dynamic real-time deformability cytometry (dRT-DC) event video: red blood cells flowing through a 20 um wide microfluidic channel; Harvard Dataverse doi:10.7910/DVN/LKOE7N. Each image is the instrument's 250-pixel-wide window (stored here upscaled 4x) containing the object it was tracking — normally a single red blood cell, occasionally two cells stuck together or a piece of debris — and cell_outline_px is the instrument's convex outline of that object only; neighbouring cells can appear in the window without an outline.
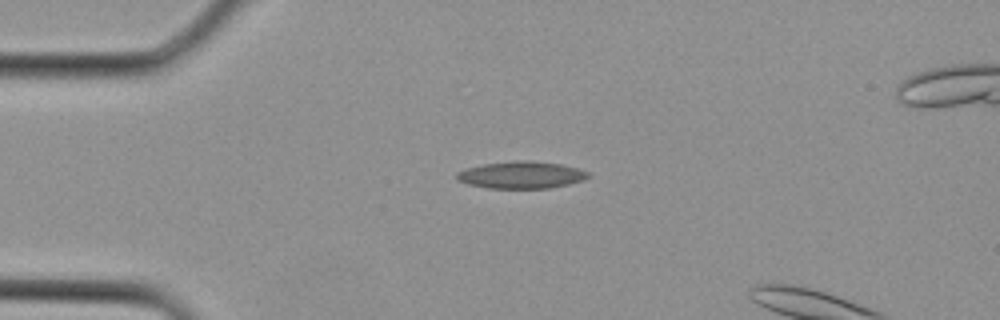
{"species": "Egyptian fruit bat (a non-hibernating species)", "species_latin": "Rousettus aegyptiacus", "temperature_condition": "cold", "stored_images_in_passage": 2, "camera_frame_rate_fps": 3000, "um_per_image_px": 0.085, "animal": {"sex": "female"}, "frame": {"image": 1, "passage_image": 2, "time_ms": 0.333, "image_size_px": [1000, 320], "cell_outline_px": [[592, 176], [584, 180], [568, 184], [548, 188], [488, 188], [468, 184], [456, 180], [456, 172], [464, 168], [484, 164], [516, 160], [528, 160], [560, 164], [576, 168], [588, 172]], "centroid_in_image_um": [44.28, 14.87], "position_along_channel_um": 40.7, "area_um2": 20.81}}